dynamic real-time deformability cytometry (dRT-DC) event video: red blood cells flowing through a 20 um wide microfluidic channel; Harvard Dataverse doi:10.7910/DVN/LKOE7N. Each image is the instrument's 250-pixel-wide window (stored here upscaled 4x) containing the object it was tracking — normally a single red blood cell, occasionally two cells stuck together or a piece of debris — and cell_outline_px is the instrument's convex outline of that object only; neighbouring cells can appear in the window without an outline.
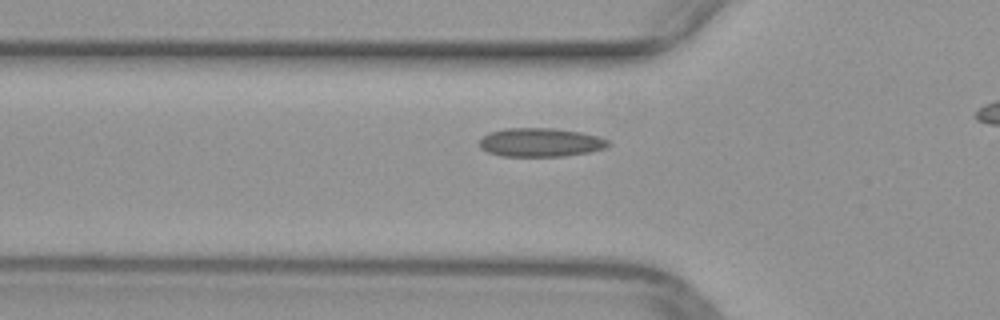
{"species": "common noctule bat (a hibernating species)", "species_latin": "Nyctalus noctula", "temperature_condition": "warm", "stored_images_in_passage": 37, "camera_frame_rate_fps": 3000, "um_per_image_px": 0.085, "animal": {"sex": "female", "body_mass_g": 29.2, "forearm_length_mm": 56.3}, "frame": {"image": 1, "passage_image": 13, "time_ms": 4.0, "image_size_px": [1000, 320], "cell_outline_px": [[612, 144], [604, 148], [588, 152], [564, 156], [500, 156], [488, 152], [480, 148], [480, 140], [488, 132], [504, 128], [556, 128], [580, 132], [600, 136], [608, 140]], "centroid_in_image_um": [45.94, 12.09], "position_along_channel_um": 79.9, "area_um2": 21.68}}
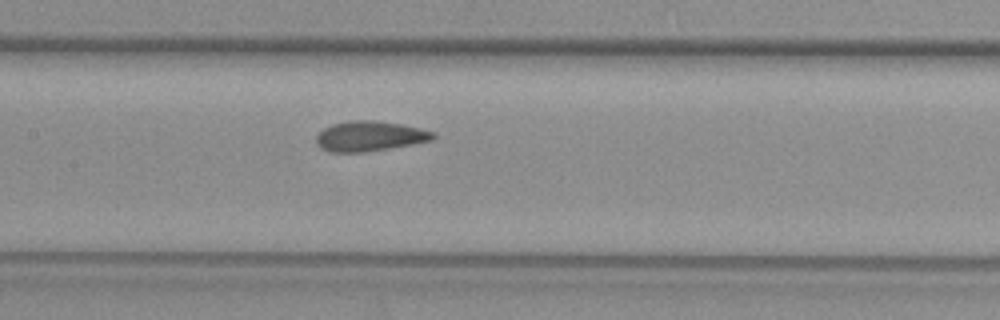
{"frame": {"image": 2, "passage_image": 20, "time_ms": 6.333, "image_size_px": [1000, 320], "cell_outline_px": [[436, 136], [432, 140], [412, 144], [364, 152], [332, 152], [320, 148], [316, 144], [316, 136], [324, 128], [332, 124], [348, 120], [372, 120], [400, 124], [420, 128], [436, 132]], "centroid_in_image_um": [31.41, 11.57], "position_along_channel_um": 176.0, "area_um2": 20.46}}
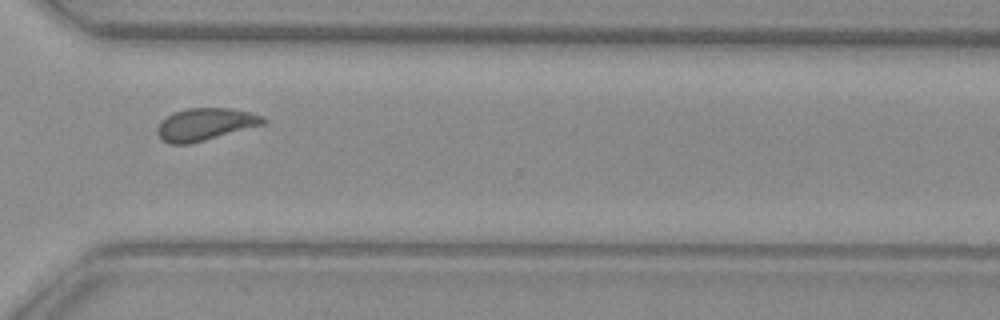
{"frame": {"image": 3, "passage_image": 33, "time_ms": 10.667, "image_size_px": [1000, 320], "cell_outline_px": [[268, 120], [264, 124], [192, 144], [168, 144], [160, 140], [156, 132], [156, 128], [160, 120], [172, 112], [188, 108], [228, 108], [252, 112]], "centroid_in_image_um": [17.38, 10.58], "position_along_channel_um": 353.2, "area_um2": 20.29}}